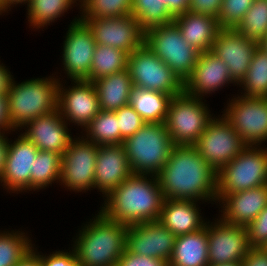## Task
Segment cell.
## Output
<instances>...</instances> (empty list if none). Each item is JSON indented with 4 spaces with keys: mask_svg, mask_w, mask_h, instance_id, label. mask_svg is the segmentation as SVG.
Here are the masks:
<instances>
[{
    "mask_svg": "<svg viewBox=\"0 0 267 266\" xmlns=\"http://www.w3.org/2000/svg\"><path fill=\"white\" fill-rule=\"evenodd\" d=\"M157 177L164 199L217 202V172L194 145H174Z\"/></svg>",
    "mask_w": 267,
    "mask_h": 266,
    "instance_id": "obj_1",
    "label": "cell"
},
{
    "mask_svg": "<svg viewBox=\"0 0 267 266\" xmlns=\"http://www.w3.org/2000/svg\"><path fill=\"white\" fill-rule=\"evenodd\" d=\"M164 200L158 177L132 174L106 196L100 211L130 226L157 221Z\"/></svg>",
    "mask_w": 267,
    "mask_h": 266,
    "instance_id": "obj_2",
    "label": "cell"
},
{
    "mask_svg": "<svg viewBox=\"0 0 267 266\" xmlns=\"http://www.w3.org/2000/svg\"><path fill=\"white\" fill-rule=\"evenodd\" d=\"M79 230L73 249L82 266H117L125 251L128 225L109 219L101 211Z\"/></svg>",
    "mask_w": 267,
    "mask_h": 266,
    "instance_id": "obj_3",
    "label": "cell"
},
{
    "mask_svg": "<svg viewBox=\"0 0 267 266\" xmlns=\"http://www.w3.org/2000/svg\"><path fill=\"white\" fill-rule=\"evenodd\" d=\"M15 82L11 81L7 93L8 114L15 130H21L31 120L58 109V78L49 76L28 79L20 84Z\"/></svg>",
    "mask_w": 267,
    "mask_h": 266,
    "instance_id": "obj_4",
    "label": "cell"
},
{
    "mask_svg": "<svg viewBox=\"0 0 267 266\" xmlns=\"http://www.w3.org/2000/svg\"><path fill=\"white\" fill-rule=\"evenodd\" d=\"M122 145L133 174L156 177L174 147L165 123H145Z\"/></svg>",
    "mask_w": 267,
    "mask_h": 266,
    "instance_id": "obj_5",
    "label": "cell"
},
{
    "mask_svg": "<svg viewBox=\"0 0 267 266\" xmlns=\"http://www.w3.org/2000/svg\"><path fill=\"white\" fill-rule=\"evenodd\" d=\"M267 184V148H246L217 172V201L226 194Z\"/></svg>",
    "mask_w": 267,
    "mask_h": 266,
    "instance_id": "obj_6",
    "label": "cell"
},
{
    "mask_svg": "<svg viewBox=\"0 0 267 266\" xmlns=\"http://www.w3.org/2000/svg\"><path fill=\"white\" fill-rule=\"evenodd\" d=\"M202 101L185 91L172 97L164 123L174 145H195L214 118Z\"/></svg>",
    "mask_w": 267,
    "mask_h": 266,
    "instance_id": "obj_7",
    "label": "cell"
},
{
    "mask_svg": "<svg viewBox=\"0 0 267 266\" xmlns=\"http://www.w3.org/2000/svg\"><path fill=\"white\" fill-rule=\"evenodd\" d=\"M144 44L184 83L192 74L199 51L189 45L173 21L145 32Z\"/></svg>",
    "mask_w": 267,
    "mask_h": 266,
    "instance_id": "obj_8",
    "label": "cell"
},
{
    "mask_svg": "<svg viewBox=\"0 0 267 266\" xmlns=\"http://www.w3.org/2000/svg\"><path fill=\"white\" fill-rule=\"evenodd\" d=\"M127 70L133 87L167 93L172 97L184 91V83L144 44L128 55Z\"/></svg>",
    "mask_w": 267,
    "mask_h": 266,
    "instance_id": "obj_9",
    "label": "cell"
},
{
    "mask_svg": "<svg viewBox=\"0 0 267 266\" xmlns=\"http://www.w3.org/2000/svg\"><path fill=\"white\" fill-rule=\"evenodd\" d=\"M194 146L201 157L218 172L247 145L222 115L209 122Z\"/></svg>",
    "mask_w": 267,
    "mask_h": 266,
    "instance_id": "obj_10",
    "label": "cell"
},
{
    "mask_svg": "<svg viewBox=\"0 0 267 266\" xmlns=\"http://www.w3.org/2000/svg\"><path fill=\"white\" fill-rule=\"evenodd\" d=\"M233 98L223 112L224 118L247 146L267 142V98L243 95Z\"/></svg>",
    "mask_w": 267,
    "mask_h": 266,
    "instance_id": "obj_11",
    "label": "cell"
},
{
    "mask_svg": "<svg viewBox=\"0 0 267 266\" xmlns=\"http://www.w3.org/2000/svg\"><path fill=\"white\" fill-rule=\"evenodd\" d=\"M74 138L62 155L60 183L76 192L94 189L96 157L99 145Z\"/></svg>",
    "mask_w": 267,
    "mask_h": 266,
    "instance_id": "obj_12",
    "label": "cell"
},
{
    "mask_svg": "<svg viewBox=\"0 0 267 266\" xmlns=\"http://www.w3.org/2000/svg\"><path fill=\"white\" fill-rule=\"evenodd\" d=\"M91 29L97 45H106L128 55L144 45L145 32L131 14L109 18H81Z\"/></svg>",
    "mask_w": 267,
    "mask_h": 266,
    "instance_id": "obj_13",
    "label": "cell"
},
{
    "mask_svg": "<svg viewBox=\"0 0 267 266\" xmlns=\"http://www.w3.org/2000/svg\"><path fill=\"white\" fill-rule=\"evenodd\" d=\"M215 222L206 224L209 265L241 263L251 248L246 226L231 225L221 219Z\"/></svg>",
    "mask_w": 267,
    "mask_h": 266,
    "instance_id": "obj_14",
    "label": "cell"
},
{
    "mask_svg": "<svg viewBox=\"0 0 267 266\" xmlns=\"http://www.w3.org/2000/svg\"><path fill=\"white\" fill-rule=\"evenodd\" d=\"M96 42L89 26L79 17L69 25L63 44V65L71 80H88Z\"/></svg>",
    "mask_w": 267,
    "mask_h": 266,
    "instance_id": "obj_15",
    "label": "cell"
},
{
    "mask_svg": "<svg viewBox=\"0 0 267 266\" xmlns=\"http://www.w3.org/2000/svg\"><path fill=\"white\" fill-rule=\"evenodd\" d=\"M176 236L158 220L130 225L125 249L141 256L170 261Z\"/></svg>",
    "mask_w": 267,
    "mask_h": 266,
    "instance_id": "obj_16",
    "label": "cell"
},
{
    "mask_svg": "<svg viewBox=\"0 0 267 266\" xmlns=\"http://www.w3.org/2000/svg\"><path fill=\"white\" fill-rule=\"evenodd\" d=\"M74 86L64 89L59 82L58 110L63 119L86 127L100 112L98 94L92 81L72 80Z\"/></svg>",
    "mask_w": 267,
    "mask_h": 266,
    "instance_id": "obj_17",
    "label": "cell"
},
{
    "mask_svg": "<svg viewBox=\"0 0 267 266\" xmlns=\"http://www.w3.org/2000/svg\"><path fill=\"white\" fill-rule=\"evenodd\" d=\"M257 42L246 39L236 29L221 28L216 36L211 51L228 66L231 78L237 85L246 76Z\"/></svg>",
    "mask_w": 267,
    "mask_h": 266,
    "instance_id": "obj_18",
    "label": "cell"
},
{
    "mask_svg": "<svg viewBox=\"0 0 267 266\" xmlns=\"http://www.w3.org/2000/svg\"><path fill=\"white\" fill-rule=\"evenodd\" d=\"M67 124L59 110L56 109L28 122L23 127V129L26 127V130L22 134L38 150L51 151L62 156L73 140Z\"/></svg>",
    "mask_w": 267,
    "mask_h": 266,
    "instance_id": "obj_19",
    "label": "cell"
},
{
    "mask_svg": "<svg viewBox=\"0 0 267 266\" xmlns=\"http://www.w3.org/2000/svg\"><path fill=\"white\" fill-rule=\"evenodd\" d=\"M38 149L23 134L9 144L6 167L0 179L10 192L31 190V171Z\"/></svg>",
    "mask_w": 267,
    "mask_h": 266,
    "instance_id": "obj_20",
    "label": "cell"
},
{
    "mask_svg": "<svg viewBox=\"0 0 267 266\" xmlns=\"http://www.w3.org/2000/svg\"><path fill=\"white\" fill-rule=\"evenodd\" d=\"M229 83L237 84L231 78L228 66L210 50L199 53L191 76L184 82V91L202 99Z\"/></svg>",
    "mask_w": 267,
    "mask_h": 266,
    "instance_id": "obj_21",
    "label": "cell"
},
{
    "mask_svg": "<svg viewBox=\"0 0 267 266\" xmlns=\"http://www.w3.org/2000/svg\"><path fill=\"white\" fill-rule=\"evenodd\" d=\"M122 144L100 145L96 157L94 188L106 197L132 175Z\"/></svg>",
    "mask_w": 267,
    "mask_h": 266,
    "instance_id": "obj_22",
    "label": "cell"
},
{
    "mask_svg": "<svg viewBox=\"0 0 267 266\" xmlns=\"http://www.w3.org/2000/svg\"><path fill=\"white\" fill-rule=\"evenodd\" d=\"M220 201V202H219ZM221 220L231 225L247 226L267 205V184L223 195Z\"/></svg>",
    "mask_w": 267,
    "mask_h": 266,
    "instance_id": "obj_23",
    "label": "cell"
},
{
    "mask_svg": "<svg viewBox=\"0 0 267 266\" xmlns=\"http://www.w3.org/2000/svg\"><path fill=\"white\" fill-rule=\"evenodd\" d=\"M196 200L165 199L158 221L176 237L196 232L205 227Z\"/></svg>",
    "mask_w": 267,
    "mask_h": 266,
    "instance_id": "obj_24",
    "label": "cell"
},
{
    "mask_svg": "<svg viewBox=\"0 0 267 266\" xmlns=\"http://www.w3.org/2000/svg\"><path fill=\"white\" fill-rule=\"evenodd\" d=\"M184 40L199 52L212 49L218 31V19L212 16L187 11L174 17Z\"/></svg>",
    "mask_w": 267,
    "mask_h": 266,
    "instance_id": "obj_25",
    "label": "cell"
},
{
    "mask_svg": "<svg viewBox=\"0 0 267 266\" xmlns=\"http://www.w3.org/2000/svg\"><path fill=\"white\" fill-rule=\"evenodd\" d=\"M169 266H209L208 236L204 228L177 236Z\"/></svg>",
    "mask_w": 267,
    "mask_h": 266,
    "instance_id": "obj_26",
    "label": "cell"
},
{
    "mask_svg": "<svg viewBox=\"0 0 267 266\" xmlns=\"http://www.w3.org/2000/svg\"><path fill=\"white\" fill-rule=\"evenodd\" d=\"M98 94L100 110L115 112L129 104L133 88L128 70L92 81Z\"/></svg>",
    "mask_w": 267,
    "mask_h": 266,
    "instance_id": "obj_27",
    "label": "cell"
},
{
    "mask_svg": "<svg viewBox=\"0 0 267 266\" xmlns=\"http://www.w3.org/2000/svg\"><path fill=\"white\" fill-rule=\"evenodd\" d=\"M172 96L167 93L133 87L129 105L145 123H164Z\"/></svg>",
    "mask_w": 267,
    "mask_h": 266,
    "instance_id": "obj_28",
    "label": "cell"
},
{
    "mask_svg": "<svg viewBox=\"0 0 267 266\" xmlns=\"http://www.w3.org/2000/svg\"><path fill=\"white\" fill-rule=\"evenodd\" d=\"M84 131L87 136L84 139L96 145L122 144L115 112L100 110Z\"/></svg>",
    "mask_w": 267,
    "mask_h": 266,
    "instance_id": "obj_29",
    "label": "cell"
},
{
    "mask_svg": "<svg viewBox=\"0 0 267 266\" xmlns=\"http://www.w3.org/2000/svg\"><path fill=\"white\" fill-rule=\"evenodd\" d=\"M128 54L117 48L96 45L90 68L89 81L127 69Z\"/></svg>",
    "mask_w": 267,
    "mask_h": 266,
    "instance_id": "obj_30",
    "label": "cell"
},
{
    "mask_svg": "<svg viewBox=\"0 0 267 266\" xmlns=\"http://www.w3.org/2000/svg\"><path fill=\"white\" fill-rule=\"evenodd\" d=\"M238 85L245 97L267 98V52L262 48L255 50L246 76Z\"/></svg>",
    "mask_w": 267,
    "mask_h": 266,
    "instance_id": "obj_31",
    "label": "cell"
},
{
    "mask_svg": "<svg viewBox=\"0 0 267 266\" xmlns=\"http://www.w3.org/2000/svg\"><path fill=\"white\" fill-rule=\"evenodd\" d=\"M76 1L78 0H29L27 18L30 26L39 29L45 27V25H50V22L56 21L71 6L77 4Z\"/></svg>",
    "mask_w": 267,
    "mask_h": 266,
    "instance_id": "obj_32",
    "label": "cell"
},
{
    "mask_svg": "<svg viewBox=\"0 0 267 266\" xmlns=\"http://www.w3.org/2000/svg\"><path fill=\"white\" fill-rule=\"evenodd\" d=\"M131 15L144 32L174 21L162 0H132Z\"/></svg>",
    "mask_w": 267,
    "mask_h": 266,
    "instance_id": "obj_33",
    "label": "cell"
},
{
    "mask_svg": "<svg viewBox=\"0 0 267 266\" xmlns=\"http://www.w3.org/2000/svg\"><path fill=\"white\" fill-rule=\"evenodd\" d=\"M62 156L51 151L39 150L31 171V191L58 183L61 175Z\"/></svg>",
    "mask_w": 267,
    "mask_h": 266,
    "instance_id": "obj_34",
    "label": "cell"
},
{
    "mask_svg": "<svg viewBox=\"0 0 267 266\" xmlns=\"http://www.w3.org/2000/svg\"><path fill=\"white\" fill-rule=\"evenodd\" d=\"M21 231L0 233V266H16L32 251L31 240Z\"/></svg>",
    "mask_w": 267,
    "mask_h": 266,
    "instance_id": "obj_35",
    "label": "cell"
},
{
    "mask_svg": "<svg viewBox=\"0 0 267 266\" xmlns=\"http://www.w3.org/2000/svg\"><path fill=\"white\" fill-rule=\"evenodd\" d=\"M235 29L259 44L267 35V0H254Z\"/></svg>",
    "mask_w": 267,
    "mask_h": 266,
    "instance_id": "obj_36",
    "label": "cell"
},
{
    "mask_svg": "<svg viewBox=\"0 0 267 266\" xmlns=\"http://www.w3.org/2000/svg\"><path fill=\"white\" fill-rule=\"evenodd\" d=\"M80 18H109L131 14L132 0H80Z\"/></svg>",
    "mask_w": 267,
    "mask_h": 266,
    "instance_id": "obj_37",
    "label": "cell"
},
{
    "mask_svg": "<svg viewBox=\"0 0 267 266\" xmlns=\"http://www.w3.org/2000/svg\"><path fill=\"white\" fill-rule=\"evenodd\" d=\"M254 0H223L218 13L220 28L235 29L243 20L244 15Z\"/></svg>",
    "mask_w": 267,
    "mask_h": 266,
    "instance_id": "obj_38",
    "label": "cell"
},
{
    "mask_svg": "<svg viewBox=\"0 0 267 266\" xmlns=\"http://www.w3.org/2000/svg\"><path fill=\"white\" fill-rule=\"evenodd\" d=\"M123 141L134 135L145 124L141 116L128 104L115 111Z\"/></svg>",
    "mask_w": 267,
    "mask_h": 266,
    "instance_id": "obj_39",
    "label": "cell"
},
{
    "mask_svg": "<svg viewBox=\"0 0 267 266\" xmlns=\"http://www.w3.org/2000/svg\"><path fill=\"white\" fill-rule=\"evenodd\" d=\"M246 229L250 247L267 248V205Z\"/></svg>",
    "mask_w": 267,
    "mask_h": 266,
    "instance_id": "obj_40",
    "label": "cell"
},
{
    "mask_svg": "<svg viewBox=\"0 0 267 266\" xmlns=\"http://www.w3.org/2000/svg\"><path fill=\"white\" fill-rule=\"evenodd\" d=\"M32 251L38 256L42 266H82L74 249L69 252L56 251L52 254L50 253L49 256L40 255V253L35 251L34 247Z\"/></svg>",
    "mask_w": 267,
    "mask_h": 266,
    "instance_id": "obj_41",
    "label": "cell"
},
{
    "mask_svg": "<svg viewBox=\"0 0 267 266\" xmlns=\"http://www.w3.org/2000/svg\"><path fill=\"white\" fill-rule=\"evenodd\" d=\"M117 266H169V264L165 260L132 254L125 249L118 260Z\"/></svg>",
    "mask_w": 267,
    "mask_h": 266,
    "instance_id": "obj_42",
    "label": "cell"
},
{
    "mask_svg": "<svg viewBox=\"0 0 267 266\" xmlns=\"http://www.w3.org/2000/svg\"><path fill=\"white\" fill-rule=\"evenodd\" d=\"M223 0H189V11L218 19Z\"/></svg>",
    "mask_w": 267,
    "mask_h": 266,
    "instance_id": "obj_43",
    "label": "cell"
},
{
    "mask_svg": "<svg viewBox=\"0 0 267 266\" xmlns=\"http://www.w3.org/2000/svg\"><path fill=\"white\" fill-rule=\"evenodd\" d=\"M241 264L242 266H267V248L251 247Z\"/></svg>",
    "mask_w": 267,
    "mask_h": 266,
    "instance_id": "obj_44",
    "label": "cell"
},
{
    "mask_svg": "<svg viewBox=\"0 0 267 266\" xmlns=\"http://www.w3.org/2000/svg\"><path fill=\"white\" fill-rule=\"evenodd\" d=\"M15 131L11 125V121L8 114V98L7 95H0V132L9 133Z\"/></svg>",
    "mask_w": 267,
    "mask_h": 266,
    "instance_id": "obj_45",
    "label": "cell"
},
{
    "mask_svg": "<svg viewBox=\"0 0 267 266\" xmlns=\"http://www.w3.org/2000/svg\"><path fill=\"white\" fill-rule=\"evenodd\" d=\"M173 17L189 11V0H162Z\"/></svg>",
    "mask_w": 267,
    "mask_h": 266,
    "instance_id": "obj_46",
    "label": "cell"
},
{
    "mask_svg": "<svg viewBox=\"0 0 267 266\" xmlns=\"http://www.w3.org/2000/svg\"><path fill=\"white\" fill-rule=\"evenodd\" d=\"M4 132H0V179L4 174V170L6 167L7 155H8V147L10 141L7 139Z\"/></svg>",
    "mask_w": 267,
    "mask_h": 266,
    "instance_id": "obj_47",
    "label": "cell"
},
{
    "mask_svg": "<svg viewBox=\"0 0 267 266\" xmlns=\"http://www.w3.org/2000/svg\"><path fill=\"white\" fill-rule=\"evenodd\" d=\"M4 64H0V95H7L10 89V83L14 79L10 71Z\"/></svg>",
    "mask_w": 267,
    "mask_h": 266,
    "instance_id": "obj_48",
    "label": "cell"
},
{
    "mask_svg": "<svg viewBox=\"0 0 267 266\" xmlns=\"http://www.w3.org/2000/svg\"><path fill=\"white\" fill-rule=\"evenodd\" d=\"M16 266H42L38 256L31 251Z\"/></svg>",
    "mask_w": 267,
    "mask_h": 266,
    "instance_id": "obj_49",
    "label": "cell"
},
{
    "mask_svg": "<svg viewBox=\"0 0 267 266\" xmlns=\"http://www.w3.org/2000/svg\"><path fill=\"white\" fill-rule=\"evenodd\" d=\"M5 7L7 9H11V7L13 6L14 7V4L17 5V4H22V3H27L29 2V0H2Z\"/></svg>",
    "mask_w": 267,
    "mask_h": 266,
    "instance_id": "obj_50",
    "label": "cell"
},
{
    "mask_svg": "<svg viewBox=\"0 0 267 266\" xmlns=\"http://www.w3.org/2000/svg\"><path fill=\"white\" fill-rule=\"evenodd\" d=\"M259 47L262 48L265 52H267V35H266V37L259 43Z\"/></svg>",
    "mask_w": 267,
    "mask_h": 266,
    "instance_id": "obj_51",
    "label": "cell"
},
{
    "mask_svg": "<svg viewBox=\"0 0 267 266\" xmlns=\"http://www.w3.org/2000/svg\"><path fill=\"white\" fill-rule=\"evenodd\" d=\"M209 266H242V264L241 263H224V264L209 265Z\"/></svg>",
    "mask_w": 267,
    "mask_h": 266,
    "instance_id": "obj_52",
    "label": "cell"
},
{
    "mask_svg": "<svg viewBox=\"0 0 267 266\" xmlns=\"http://www.w3.org/2000/svg\"><path fill=\"white\" fill-rule=\"evenodd\" d=\"M9 10L5 7L4 3L2 0H0V15L2 13L8 12Z\"/></svg>",
    "mask_w": 267,
    "mask_h": 266,
    "instance_id": "obj_53",
    "label": "cell"
}]
</instances>
